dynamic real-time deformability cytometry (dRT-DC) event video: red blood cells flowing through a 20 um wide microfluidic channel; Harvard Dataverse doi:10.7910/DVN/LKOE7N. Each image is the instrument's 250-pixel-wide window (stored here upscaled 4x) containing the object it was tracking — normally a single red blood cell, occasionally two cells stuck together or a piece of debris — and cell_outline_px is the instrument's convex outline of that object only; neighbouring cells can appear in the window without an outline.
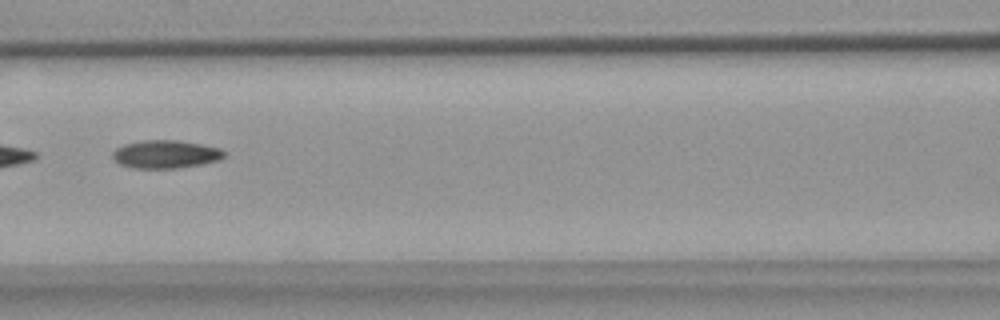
{"species": "common noctule bat (a hibernating species)", "species_latin": "Nyctalus noctula", "temperature_condition": "warm", "stored_images_in_passage": 8, "camera_frame_rate_fps": 3000, "um_per_image_px": 0.085, "animal": {"sex": "female", "body_mass_g": 18.4}, "frame": {"image": 1, "passage_image": 6, "time_ms": 6.0, "image_size_px": [1000, 320], "cell_outline_px": [[224, 156], [216, 160], [200, 164], [176, 168], [132, 168], [120, 164], [112, 160], [112, 152], [116, 148], [124, 144], [144, 140], [176, 140], [200, 144], [220, 148], [224, 152]], "centroid_in_image_um": [14.0, 13.11], "position_along_channel_um": 152.6, "area_um2": 18.09}}
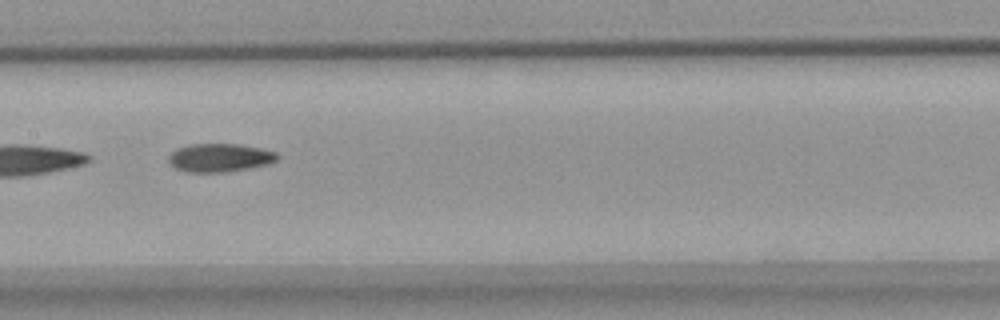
{"frame": {"image": 2, "passage_image": 7, "time_ms": 7.0, "image_size_px": [1000, 320], "cell_outline_px": [[280, 156], [276, 160], [268, 164], [248, 168], [224, 172], [188, 172], [176, 168], [168, 160], [168, 156], [176, 148], [192, 144], [236, 144], [260, 148], [276, 152]], "centroid_in_image_um": [18.68, 13.4], "position_along_channel_um": 188.7, "area_um2": 17.8}}
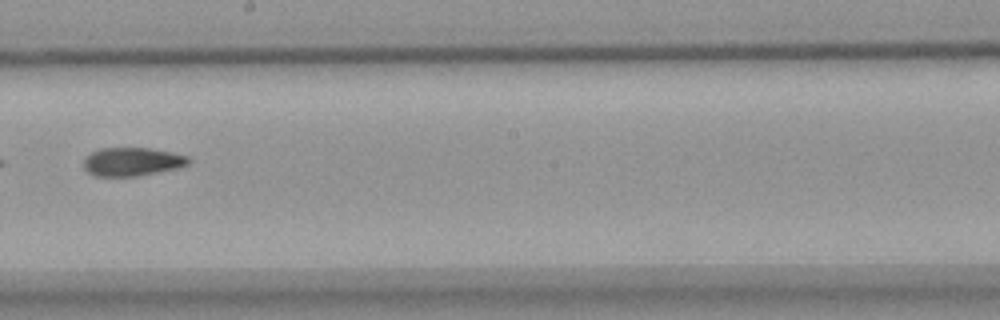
{"frame": {"image": 3, "passage_image": 8, "time_ms": 8.333, "image_size_px": [1000, 320], "cell_outline_px": [[192, 160], [188, 164], [176, 168], [136, 176], [96, 176], [88, 172], [84, 168], [84, 160], [92, 152], [100, 148], [148, 148], [172, 152], [188, 156]], "centroid_in_image_um": [11.24, 13.74], "position_along_channel_um": 237.0, "area_um2": 17.22}}